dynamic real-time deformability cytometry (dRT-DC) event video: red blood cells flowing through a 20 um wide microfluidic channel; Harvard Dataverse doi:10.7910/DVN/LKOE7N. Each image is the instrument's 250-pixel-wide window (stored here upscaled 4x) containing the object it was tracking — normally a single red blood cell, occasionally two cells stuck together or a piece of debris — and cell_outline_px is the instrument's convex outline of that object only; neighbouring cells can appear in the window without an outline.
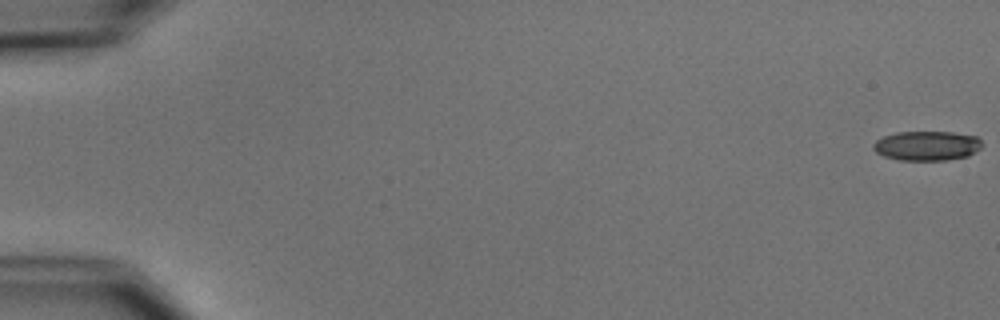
{"species": "common noctule bat (a hibernating species)", "species_latin": "Nyctalus noctula", "temperature_condition": "cold", "stored_images_in_passage": 10, "camera_frame_rate_fps": 3000, "um_per_image_px": 0.085, "animal": {"sex": "male", "body_mass_g": 15.6}, "frame": {"image": 1, "passage_image": 1, "time_ms": 0.0, "image_size_px": [1000, 320], "cell_outline_px": [[984, 144], [980, 148], [968, 156], [948, 160], [900, 160], [884, 156], [876, 152], [872, 148], [872, 144], [876, 140], [884, 136], [896, 132], [952, 132], [976, 136]], "centroid_in_image_um": [78.78, 12.39], "position_along_channel_um": 6.2, "area_um2": 18.79}}